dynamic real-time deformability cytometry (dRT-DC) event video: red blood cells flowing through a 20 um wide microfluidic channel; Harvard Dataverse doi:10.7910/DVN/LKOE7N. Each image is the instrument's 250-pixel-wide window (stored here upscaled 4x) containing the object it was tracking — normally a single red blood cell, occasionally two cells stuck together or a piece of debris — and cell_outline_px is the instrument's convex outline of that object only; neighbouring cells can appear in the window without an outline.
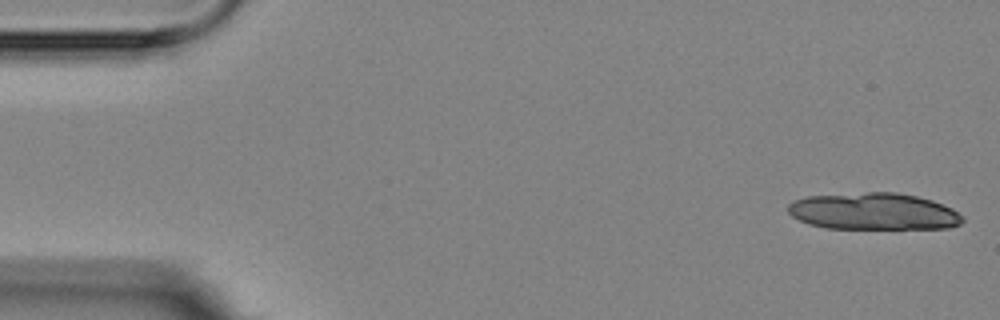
{"species": "Egyptian fruit bat (a non-hibernating species)", "species_latin": "Rousettus aegyptiacus", "temperature_condition": "room temperature", "stored_images_in_passage": 2, "camera_frame_rate_fps": 3000, "um_per_image_px": 0.085, "animal": {"sex": "female"}, "frame": {"image": 1, "passage_image": 1, "time_ms": 0.0, "image_size_px": [1000, 320], "cell_outline_px": [[964, 220], [960, 224], [948, 228], [824, 228], [808, 224], [792, 216], [788, 212], [788, 204], [792, 200], [808, 196], [868, 192], [896, 192], [916, 196], [932, 200], [952, 208], [964, 216]], "centroid_in_image_um": [74.25, 17.97], "position_along_channel_um": 10.7, "area_um2": 37.57}}